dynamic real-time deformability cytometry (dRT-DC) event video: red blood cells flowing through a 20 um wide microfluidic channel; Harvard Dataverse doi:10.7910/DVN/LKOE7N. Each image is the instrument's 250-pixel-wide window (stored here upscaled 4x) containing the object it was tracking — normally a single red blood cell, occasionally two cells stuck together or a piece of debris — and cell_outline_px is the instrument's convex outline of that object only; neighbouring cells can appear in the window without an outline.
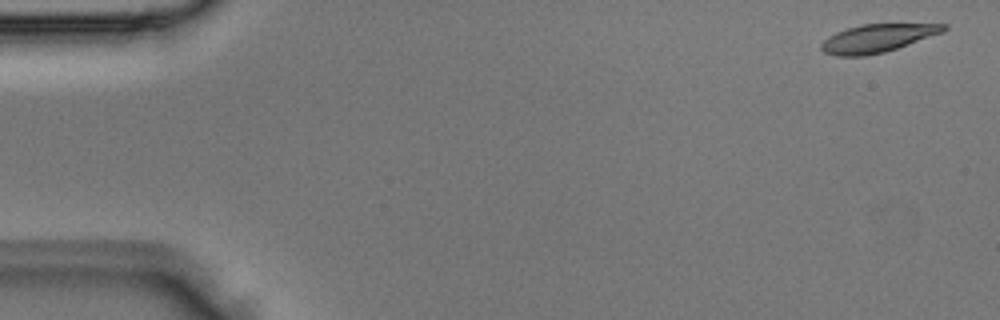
{"species": "Egyptian fruit bat (a non-hibernating species)", "species_latin": "Rousettus aegyptiacus", "temperature_condition": "room temperature", "stored_images_in_passage": 3, "camera_frame_rate_fps": 3000, "um_per_image_px": 0.085, "animal": {"sex": "male"}, "frame": {"image": 1, "passage_image": 1, "time_ms": 0.0, "image_size_px": [1000, 320], "cell_outline_px": [[948, 28], [944, 32], [884, 52], [864, 56], [836, 56], [824, 52], [820, 48], [820, 44], [828, 36], [836, 32], [860, 24], [948, 24]], "centroid_in_image_um": [74.56, 3.25], "position_along_channel_um": 10.4, "area_um2": 19.94}}